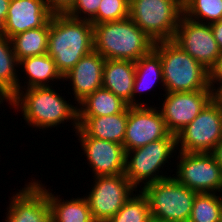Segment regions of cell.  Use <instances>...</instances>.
I'll list each match as a JSON object with an SVG mask.
<instances>
[{"instance_id": "cell-21", "label": "cell", "mask_w": 222, "mask_h": 222, "mask_svg": "<svg viewBox=\"0 0 222 222\" xmlns=\"http://www.w3.org/2000/svg\"><path fill=\"white\" fill-rule=\"evenodd\" d=\"M163 83L162 66L160 55L152 49L148 54L142 56L135 62V80L132 92V106H145L142 102L136 101V93L152 89L157 82Z\"/></svg>"}, {"instance_id": "cell-3", "label": "cell", "mask_w": 222, "mask_h": 222, "mask_svg": "<svg viewBox=\"0 0 222 222\" xmlns=\"http://www.w3.org/2000/svg\"><path fill=\"white\" fill-rule=\"evenodd\" d=\"M94 50L105 59L138 61L154 47V41L129 17L93 24Z\"/></svg>"}, {"instance_id": "cell-38", "label": "cell", "mask_w": 222, "mask_h": 222, "mask_svg": "<svg viewBox=\"0 0 222 222\" xmlns=\"http://www.w3.org/2000/svg\"><path fill=\"white\" fill-rule=\"evenodd\" d=\"M222 222V196H221V208H220V215H219V221Z\"/></svg>"}, {"instance_id": "cell-14", "label": "cell", "mask_w": 222, "mask_h": 222, "mask_svg": "<svg viewBox=\"0 0 222 222\" xmlns=\"http://www.w3.org/2000/svg\"><path fill=\"white\" fill-rule=\"evenodd\" d=\"M75 133L79 136L89 167L97 176H116L124 174L125 150L123 145L107 140L89 137L80 127Z\"/></svg>"}, {"instance_id": "cell-9", "label": "cell", "mask_w": 222, "mask_h": 222, "mask_svg": "<svg viewBox=\"0 0 222 222\" xmlns=\"http://www.w3.org/2000/svg\"><path fill=\"white\" fill-rule=\"evenodd\" d=\"M176 177L179 183L198 193L222 191V168L211 153L179 151Z\"/></svg>"}, {"instance_id": "cell-13", "label": "cell", "mask_w": 222, "mask_h": 222, "mask_svg": "<svg viewBox=\"0 0 222 222\" xmlns=\"http://www.w3.org/2000/svg\"><path fill=\"white\" fill-rule=\"evenodd\" d=\"M164 103L160 109L166 127L171 134L177 135L191 123L205 106L213 99L212 90L194 92H165Z\"/></svg>"}, {"instance_id": "cell-20", "label": "cell", "mask_w": 222, "mask_h": 222, "mask_svg": "<svg viewBox=\"0 0 222 222\" xmlns=\"http://www.w3.org/2000/svg\"><path fill=\"white\" fill-rule=\"evenodd\" d=\"M34 182L47 194L51 208L52 222H95L92 218L86 196L83 198H72L71 200H61L48 191L41 181Z\"/></svg>"}, {"instance_id": "cell-32", "label": "cell", "mask_w": 222, "mask_h": 222, "mask_svg": "<svg viewBox=\"0 0 222 222\" xmlns=\"http://www.w3.org/2000/svg\"><path fill=\"white\" fill-rule=\"evenodd\" d=\"M222 82V52L220 53L216 64L209 70V85L212 91L216 88L214 84Z\"/></svg>"}, {"instance_id": "cell-29", "label": "cell", "mask_w": 222, "mask_h": 222, "mask_svg": "<svg viewBox=\"0 0 222 222\" xmlns=\"http://www.w3.org/2000/svg\"><path fill=\"white\" fill-rule=\"evenodd\" d=\"M129 17V0H101L92 24L118 21Z\"/></svg>"}, {"instance_id": "cell-36", "label": "cell", "mask_w": 222, "mask_h": 222, "mask_svg": "<svg viewBox=\"0 0 222 222\" xmlns=\"http://www.w3.org/2000/svg\"><path fill=\"white\" fill-rule=\"evenodd\" d=\"M213 100L218 105H222V82L213 90Z\"/></svg>"}, {"instance_id": "cell-11", "label": "cell", "mask_w": 222, "mask_h": 222, "mask_svg": "<svg viewBox=\"0 0 222 222\" xmlns=\"http://www.w3.org/2000/svg\"><path fill=\"white\" fill-rule=\"evenodd\" d=\"M173 41L186 53L210 70L221 53L210 24L180 18Z\"/></svg>"}, {"instance_id": "cell-19", "label": "cell", "mask_w": 222, "mask_h": 222, "mask_svg": "<svg viewBox=\"0 0 222 222\" xmlns=\"http://www.w3.org/2000/svg\"><path fill=\"white\" fill-rule=\"evenodd\" d=\"M127 120L128 106L114 115L78 117V125L89 137L123 145Z\"/></svg>"}, {"instance_id": "cell-33", "label": "cell", "mask_w": 222, "mask_h": 222, "mask_svg": "<svg viewBox=\"0 0 222 222\" xmlns=\"http://www.w3.org/2000/svg\"><path fill=\"white\" fill-rule=\"evenodd\" d=\"M210 27L217 42L218 48L222 52V20L211 23Z\"/></svg>"}, {"instance_id": "cell-18", "label": "cell", "mask_w": 222, "mask_h": 222, "mask_svg": "<svg viewBox=\"0 0 222 222\" xmlns=\"http://www.w3.org/2000/svg\"><path fill=\"white\" fill-rule=\"evenodd\" d=\"M134 80L135 62L105 59L102 87L113 92L128 106H132Z\"/></svg>"}, {"instance_id": "cell-35", "label": "cell", "mask_w": 222, "mask_h": 222, "mask_svg": "<svg viewBox=\"0 0 222 222\" xmlns=\"http://www.w3.org/2000/svg\"><path fill=\"white\" fill-rule=\"evenodd\" d=\"M215 161L221 166L222 168V139L221 141L215 146L213 151L211 152Z\"/></svg>"}, {"instance_id": "cell-39", "label": "cell", "mask_w": 222, "mask_h": 222, "mask_svg": "<svg viewBox=\"0 0 222 222\" xmlns=\"http://www.w3.org/2000/svg\"><path fill=\"white\" fill-rule=\"evenodd\" d=\"M220 107V112H221V116H222V105H219Z\"/></svg>"}, {"instance_id": "cell-34", "label": "cell", "mask_w": 222, "mask_h": 222, "mask_svg": "<svg viewBox=\"0 0 222 222\" xmlns=\"http://www.w3.org/2000/svg\"><path fill=\"white\" fill-rule=\"evenodd\" d=\"M10 1L11 0H0V30L6 22Z\"/></svg>"}, {"instance_id": "cell-10", "label": "cell", "mask_w": 222, "mask_h": 222, "mask_svg": "<svg viewBox=\"0 0 222 222\" xmlns=\"http://www.w3.org/2000/svg\"><path fill=\"white\" fill-rule=\"evenodd\" d=\"M86 199L95 222H107L138 191L124 174L97 176ZM136 189V190H135Z\"/></svg>"}, {"instance_id": "cell-5", "label": "cell", "mask_w": 222, "mask_h": 222, "mask_svg": "<svg viewBox=\"0 0 222 222\" xmlns=\"http://www.w3.org/2000/svg\"><path fill=\"white\" fill-rule=\"evenodd\" d=\"M147 196L154 222H188L198 192L179 183L174 177L141 187Z\"/></svg>"}, {"instance_id": "cell-28", "label": "cell", "mask_w": 222, "mask_h": 222, "mask_svg": "<svg viewBox=\"0 0 222 222\" xmlns=\"http://www.w3.org/2000/svg\"><path fill=\"white\" fill-rule=\"evenodd\" d=\"M217 193H197L188 222H218L221 196Z\"/></svg>"}, {"instance_id": "cell-31", "label": "cell", "mask_w": 222, "mask_h": 222, "mask_svg": "<svg viewBox=\"0 0 222 222\" xmlns=\"http://www.w3.org/2000/svg\"><path fill=\"white\" fill-rule=\"evenodd\" d=\"M76 0H44L46 7L53 14H66Z\"/></svg>"}, {"instance_id": "cell-7", "label": "cell", "mask_w": 222, "mask_h": 222, "mask_svg": "<svg viewBox=\"0 0 222 222\" xmlns=\"http://www.w3.org/2000/svg\"><path fill=\"white\" fill-rule=\"evenodd\" d=\"M176 135L159 139L130 151L125 154L124 175L137 188L140 183L146 185L171 177L159 174L160 168L169 163L172 153H176ZM163 165V166H162Z\"/></svg>"}, {"instance_id": "cell-23", "label": "cell", "mask_w": 222, "mask_h": 222, "mask_svg": "<svg viewBox=\"0 0 222 222\" xmlns=\"http://www.w3.org/2000/svg\"><path fill=\"white\" fill-rule=\"evenodd\" d=\"M19 66H23V71L27 76L26 88L49 86L50 80H63L58 72L54 60L47 54L27 57L19 61ZM55 79V80H54Z\"/></svg>"}, {"instance_id": "cell-6", "label": "cell", "mask_w": 222, "mask_h": 222, "mask_svg": "<svg viewBox=\"0 0 222 222\" xmlns=\"http://www.w3.org/2000/svg\"><path fill=\"white\" fill-rule=\"evenodd\" d=\"M183 0H129V18L154 42L173 40Z\"/></svg>"}, {"instance_id": "cell-2", "label": "cell", "mask_w": 222, "mask_h": 222, "mask_svg": "<svg viewBox=\"0 0 222 222\" xmlns=\"http://www.w3.org/2000/svg\"><path fill=\"white\" fill-rule=\"evenodd\" d=\"M10 100L12 108H20L23 119L33 128H52L69 120L74 131L78 125V104H69L52 86L21 88ZM63 97V98H62Z\"/></svg>"}, {"instance_id": "cell-37", "label": "cell", "mask_w": 222, "mask_h": 222, "mask_svg": "<svg viewBox=\"0 0 222 222\" xmlns=\"http://www.w3.org/2000/svg\"><path fill=\"white\" fill-rule=\"evenodd\" d=\"M4 101L9 104V97L0 89V104H2Z\"/></svg>"}, {"instance_id": "cell-24", "label": "cell", "mask_w": 222, "mask_h": 222, "mask_svg": "<svg viewBox=\"0 0 222 222\" xmlns=\"http://www.w3.org/2000/svg\"><path fill=\"white\" fill-rule=\"evenodd\" d=\"M18 66L11 39L0 33V89L9 100L23 87L17 74Z\"/></svg>"}, {"instance_id": "cell-27", "label": "cell", "mask_w": 222, "mask_h": 222, "mask_svg": "<svg viewBox=\"0 0 222 222\" xmlns=\"http://www.w3.org/2000/svg\"><path fill=\"white\" fill-rule=\"evenodd\" d=\"M183 15L206 24L222 20V0H183Z\"/></svg>"}, {"instance_id": "cell-17", "label": "cell", "mask_w": 222, "mask_h": 222, "mask_svg": "<svg viewBox=\"0 0 222 222\" xmlns=\"http://www.w3.org/2000/svg\"><path fill=\"white\" fill-rule=\"evenodd\" d=\"M105 58L93 50L83 56L76 65L63 76L72 84V93L79 104L88 95L102 87Z\"/></svg>"}, {"instance_id": "cell-12", "label": "cell", "mask_w": 222, "mask_h": 222, "mask_svg": "<svg viewBox=\"0 0 222 222\" xmlns=\"http://www.w3.org/2000/svg\"><path fill=\"white\" fill-rule=\"evenodd\" d=\"M157 108L159 109V107H149L148 104L128 106V120L123 142L125 152L171 135L162 113Z\"/></svg>"}, {"instance_id": "cell-30", "label": "cell", "mask_w": 222, "mask_h": 222, "mask_svg": "<svg viewBox=\"0 0 222 222\" xmlns=\"http://www.w3.org/2000/svg\"><path fill=\"white\" fill-rule=\"evenodd\" d=\"M100 2L101 0H76L66 14L75 19L91 21L97 14Z\"/></svg>"}, {"instance_id": "cell-15", "label": "cell", "mask_w": 222, "mask_h": 222, "mask_svg": "<svg viewBox=\"0 0 222 222\" xmlns=\"http://www.w3.org/2000/svg\"><path fill=\"white\" fill-rule=\"evenodd\" d=\"M11 197L5 222H52L47 194L33 181Z\"/></svg>"}, {"instance_id": "cell-4", "label": "cell", "mask_w": 222, "mask_h": 222, "mask_svg": "<svg viewBox=\"0 0 222 222\" xmlns=\"http://www.w3.org/2000/svg\"><path fill=\"white\" fill-rule=\"evenodd\" d=\"M153 49L161 59L163 90L171 93L212 90L209 70L173 40L154 42Z\"/></svg>"}, {"instance_id": "cell-16", "label": "cell", "mask_w": 222, "mask_h": 222, "mask_svg": "<svg viewBox=\"0 0 222 222\" xmlns=\"http://www.w3.org/2000/svg\"><path fill=\"white\" fill-rule=\"evenodd\" d=\"M52 15L44 0H11L0 33L11 39L27 30L43 27Z\"/></svg>"}, {"instance_id": "cell-26", "label": "cell", "mask_w": 222, "mask_h": 222, "mask_svg": "<svg viewBox=\"0 0 222 222\" xmlns=\"http://www.w3.org/2000/svg\"><path fill=\"white\" fill-rule=\"evenodd\" d=\"M139 193L132 194L123 207L107 222H151L148 198L142 190H139Z\"/></svg>"}, {"instance_id": "cell-22", "label": "cell", "mask_w": 222, "mask_h": 222, "mask_svg": "<svg viewBox=\"0 0 222 222\" xmlns=\"http://www.w3.org/2000/svg\"><path fill=\"white\" fill-rule=\"evenodd\" d=\"M127 106L113 92L101 87L79 103L78 117L114 115L121 113Z\"/></svg>"}, {"instance_id": "cell-1", "label": "cell", "mask_w": 222, "mask_h": 222, "mask_svg": "<svg viewBox=\"0 0 222 222\" xmlns=\"http://www.w3.org/2000/svg\"><path fill=\"white\" fill-rule=\"evenodd\" d=\"M93 50V24L90 21L75 19L67 14L52 15L47 54L54 60L62 77Z\"/></svg>"}, {"instance_id": "cell-25", "label": "cell", "mask_w": 222, "mask_h": 222, "mask_svg": "<svg viewBox=\"0 0 222 222\" xmlns=\"http://www.w3.org/2000/svg\"><path fill=\"white\" fill-rule=\"evenodd\" d=\"M49 21L40 28L27 30L11 38L13 51L18 61L47 53Z\"/></svg>"}, {"instance_id": "cell-8", "label": "cell", "mask_w": 222, "mask_h": 222, "mask_svg": "<svg viewBox=\"0 0 222 222\" xmlns=\"http://www.w3.org/2000/svg\"><path fill=\"white\" fill-rule=\"evenodd\" d=\"M221 139L220 107L212 99L199 115L176 135V147L180 146L181 152L211 153Z\"/></svg>"}]
</instances>
